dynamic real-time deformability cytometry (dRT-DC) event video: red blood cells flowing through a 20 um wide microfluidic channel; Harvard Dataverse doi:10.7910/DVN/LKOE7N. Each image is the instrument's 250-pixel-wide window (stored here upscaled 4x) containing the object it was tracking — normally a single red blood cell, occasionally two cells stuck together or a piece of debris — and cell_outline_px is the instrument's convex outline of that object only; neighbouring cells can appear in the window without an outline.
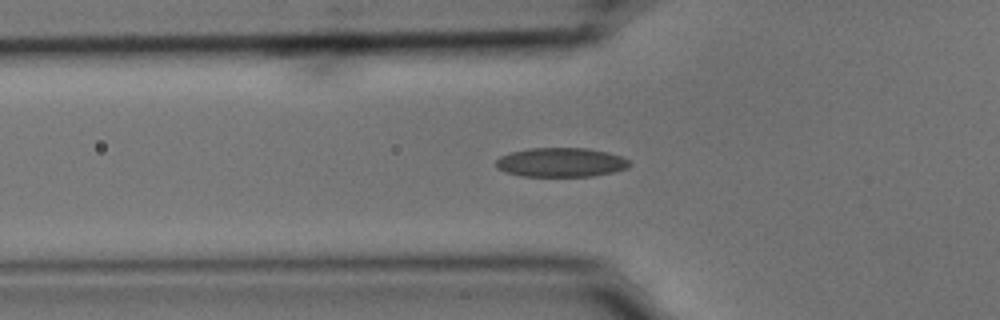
{"species": "common noctule bat (a hibernating species)", "species_latin": "Nyctalus noctula", "temperature_condition": "cold", "stored_images_in_passage": 36, "camera_frame_rate_fps": 3000, "um_per_image_px": 0.085, "animal": {"sex": "male", "body_mass_g": 15.6}, "frame": {"image": 1, "passage_image": 5, "time_ms": 1.333, "image_size_px": [1000, 320], "cell_outline_px": [[632, 164], [628, 168], [612, 172], [592, 176], [524, 176], [508, 172], [496, 168], [496, 160], [500, 156], [512, 152], [528, 148], [588, 148], [608, 152], [620, 156], [628, 160]], "centroid_in_image_um": [47.7, 13.79], "position_along_channel_um": 78.1, "area_um2": 22.66}}
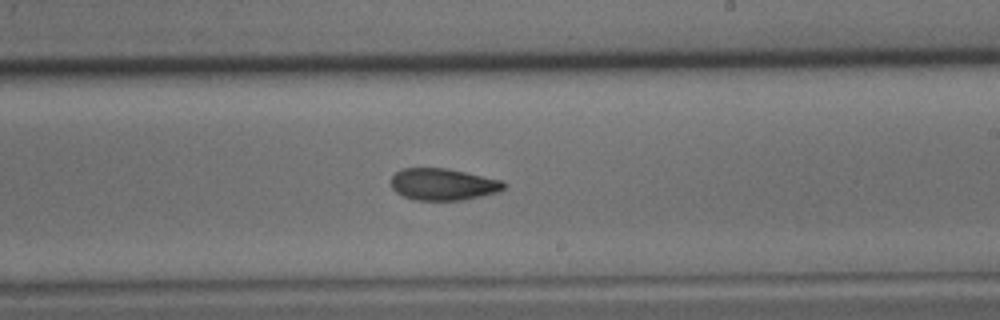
{"frame": {"image": 2, "passage_image": 19, "time_ms": 6.0, "image_size_px": [1000, 320], "cell_outline_px": [[508, 184], [504, 188], [496, 192], [464, 200], [416, 200], [404, 196], [396, 192], [392, 188], [392, 176], [400, 168], [444, 168], [464, 172], [500, 180]], "centroid_in_image_um": [37.64, 15.67], "position_along_channel_um": 251.4, "area_um2": 20.69}}
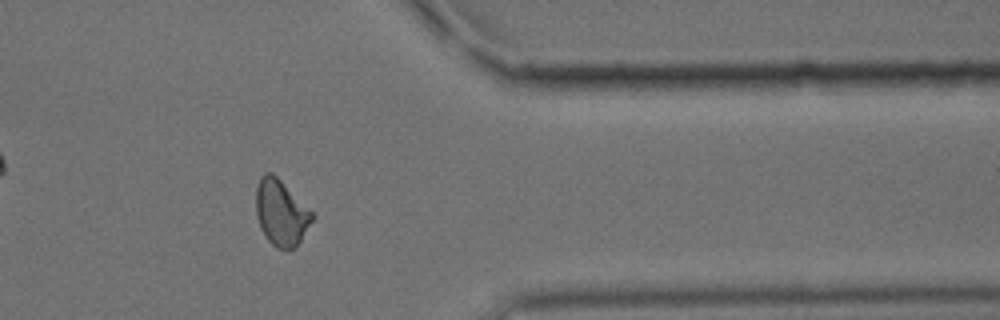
{"frame": {"image": 3, "passage_image": 31, "time_ms": 10.0, "image_size_px": [1000, 320], "cell_outline_px": [[316, 216], [300, 240], [292, 248], [276, 248], [268, 240], [260, 228], [256, 216], [256, 188], [260, 176], [264, 172], [272, 172]], "centroid_in_image_um": [23.86, 18.06], "position_along_channel_um": 387.5, "area_um2": 21.27}}